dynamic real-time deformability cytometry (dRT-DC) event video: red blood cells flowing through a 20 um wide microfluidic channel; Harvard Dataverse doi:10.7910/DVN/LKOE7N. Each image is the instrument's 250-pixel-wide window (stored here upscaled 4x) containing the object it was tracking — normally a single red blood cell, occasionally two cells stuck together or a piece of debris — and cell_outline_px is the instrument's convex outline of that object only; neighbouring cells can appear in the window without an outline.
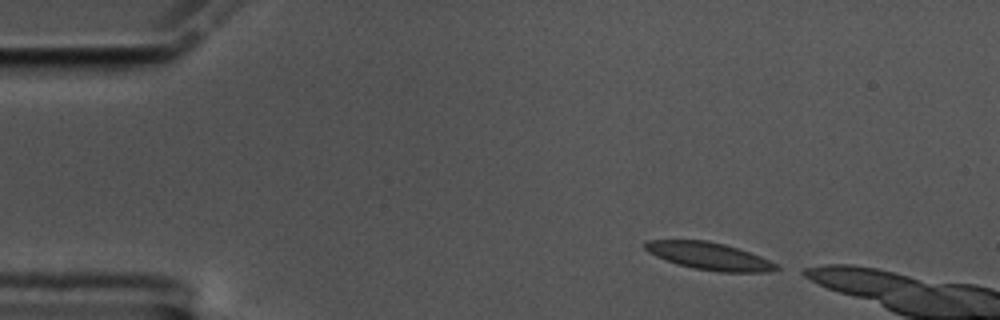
{"species": "common noctule bat (a hibernating species)", "species_latin": "Nyctalus noctula", "temperature_condition": "cold", "stored_images_in_passage": 8, "camera_frame_rate_fps": 3000, "um_per_image_px": 0.085, "animal": {"sex": "male", "body_mass_g": 17.5, "forearm_length_mm": 52.3}, "frame": {"image": 1, "passage_image": 1, "time_ms": 0.0, "image_size_px": [1000, 320], "cell_outline_px": [[780, 268], [768, 272], [720, 272], [692, 268], [676, 264], [656, 256], [648, 252], [644, 248], [644, 244], [648, 240], [708, 240], [724, 244], [760, 256], [776, 264]], "centroid_in_image_um": [60.25, 21.77], "position_along_channel_um": 24.7, "area_um2": 20.81}}